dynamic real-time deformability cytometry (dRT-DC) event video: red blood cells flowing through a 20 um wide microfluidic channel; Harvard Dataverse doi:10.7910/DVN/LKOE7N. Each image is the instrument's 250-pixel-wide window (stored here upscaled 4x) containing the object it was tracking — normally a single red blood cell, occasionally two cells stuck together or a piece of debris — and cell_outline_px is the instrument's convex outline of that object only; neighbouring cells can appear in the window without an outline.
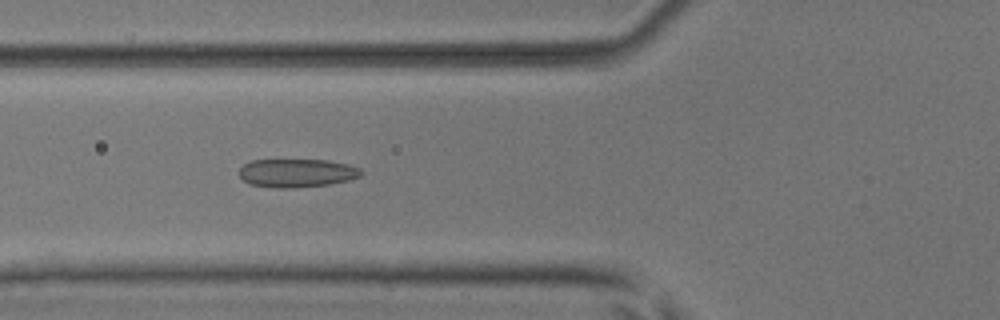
{"species": "common noctule bat (a hibernating species)", "species_latin": "Nyctalus noctula", "temperature_condition": "room temperature", "stored_images_in_passage": 8, "camera_frame_rate_fps": 3000, "um_per_image_px": 0.085, "animal": {"sex": "male", "body_mass_g": 17.9, "forearm_length_mm": 54.2}, "frame": {"image": 1, "passage_image": 6, "time_ms": 1.667, "image_size_px": [1000, 320], "cell_outline_px": [[364, 172], [360, 176], [348, 180], [328, 184], [292, 188], [272, 188], [248, 184], [240, 176], [240, 168], [244, 164], [252, 160], [328, 160], [348, 164], [360, 168]], "centroid_in_image_um": [25.23, 14.71], "position_along_channel_um": 100.6, "area_um2": 20.23}}
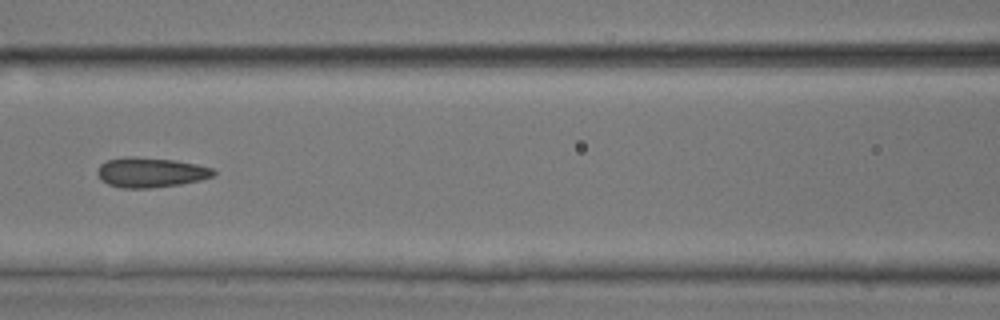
{"frame": {"image": 2, "passage_image": 7, "time_ms": 2.0, "image_size_px": [1000, 320], "cell_outline_px": [[216, 172], [212, 176], [200, 180], [180, 184], [148, 188], [124, 188], [108, 184], [100, 180], [96, 172], [100, 164], [108, 160], [124, 156], [136, 156], [176, 160], [196, 164], [212, 168]], "centroid_in_image_um": [12.77, 14.64], "position_along_channel_um": 153.8, "area_um2": 20.29}}
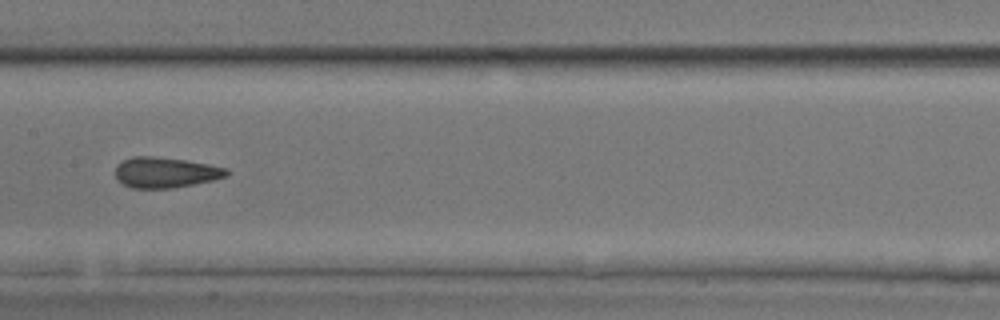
{"frame": {"image": 3, "passage_image": 8, "time_ms": 2.333, "image_size_px": [1000, 320], "cell_outline_px": [[228, 176], [212, 180], [172, 188], [132, 188], [116, 180], [116, 164], [132, 156], [152, 156], [184, 160], [208, 164], [228, 168]], "centroid_in_image_um": [14.04, 14.65], "position_along_channel_um": 193.4, "area_um2": 19.71}}